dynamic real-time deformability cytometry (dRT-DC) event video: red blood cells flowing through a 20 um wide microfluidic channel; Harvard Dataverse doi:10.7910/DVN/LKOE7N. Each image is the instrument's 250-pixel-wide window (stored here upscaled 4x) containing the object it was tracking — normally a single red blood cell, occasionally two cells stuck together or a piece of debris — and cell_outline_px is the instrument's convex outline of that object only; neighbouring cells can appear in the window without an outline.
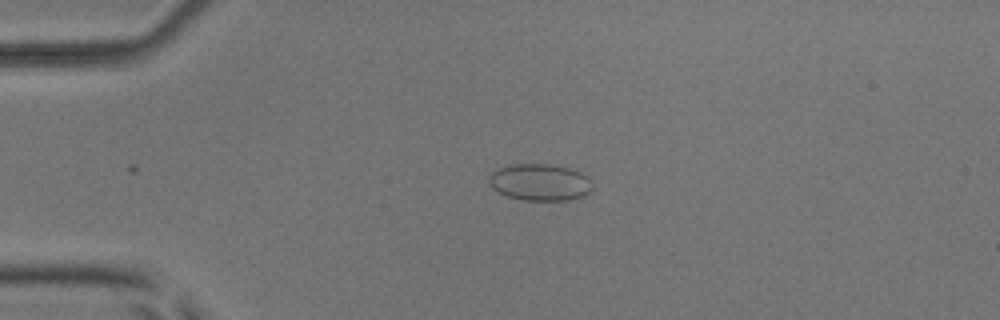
{"species": "common noctule bat (a hibernating species)", "species_latin": "Nyctalus noctula", "temperature_condition": "room temperature", "stored_images_in_passage": 6, "camera_frame_rate_fps": 3000, "um_per_image_px": 0.085, "animal": {"sex": "male", "body_mass_g": 17.9, "forearm_length_mm": 54.2}, "frame": {"image": 1, "passage_image": 4, "time_ms": 1.0, "image_size_px": [1000, 320], "cell_outline_px": [[592, 188], [584, 196], [568, 200], [524, 200], [508, 196], [492, 188], [488, 184], [488, 176], [492, 172], [500, 168], [512, 164], [552, 164], [568, 168], [580, 172], [588, 176]], "centroid_in_image_um": [45.88, 15.49], "position_along_channel_um": 39.1, "area_um2": 22.14}}
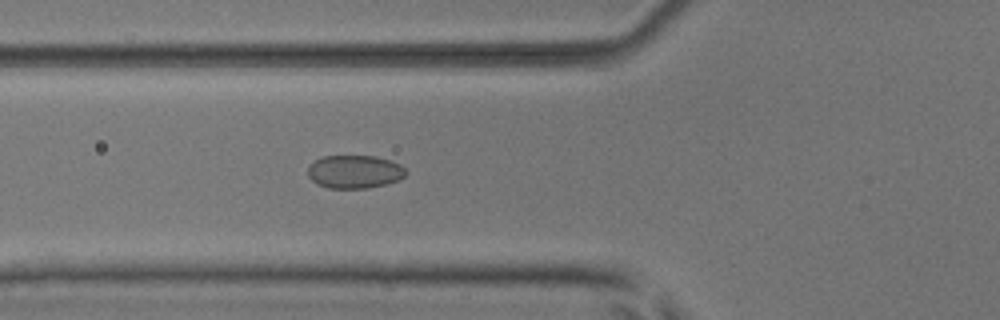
{"frame": {"image": 2, "passage_image": 6, "time_ms": 1.667, "image_size_px": [1000, 320], "cell_outline_px": [[408, 172], [404, 176], [396, 180], [384, 184], [368, 188], [328, 188], [316, 184], [308, 176], [308, 168], [316, 160], [324, 156], [376, 156], [400, 164]], "centroid_in_image_um": [30.13, 14.6], "position_along_channel_um": 95.7, "area_um2": 18.79}}